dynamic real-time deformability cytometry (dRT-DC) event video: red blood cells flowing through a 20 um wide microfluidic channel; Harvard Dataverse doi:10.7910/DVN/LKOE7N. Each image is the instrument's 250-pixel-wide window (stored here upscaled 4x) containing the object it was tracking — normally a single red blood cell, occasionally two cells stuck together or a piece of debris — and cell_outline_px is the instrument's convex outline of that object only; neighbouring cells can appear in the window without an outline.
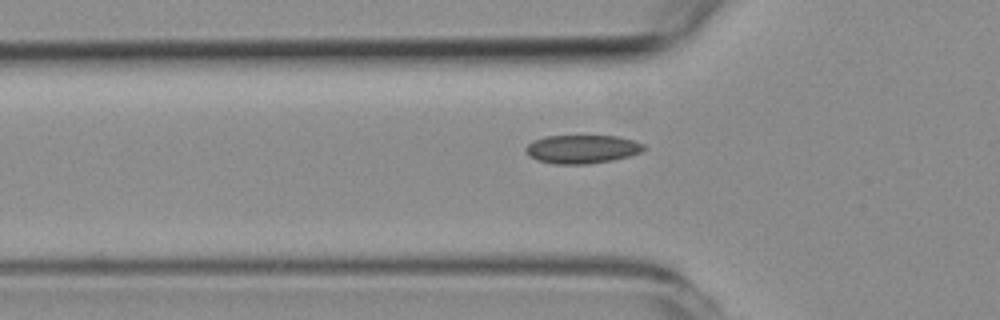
{"species": "common noctule bat (a hibernating species)", "species_latin": "Nyctalus noctula", "temperature_condition": "room temperature", "stored_images_in_passage": 33, "camera_frame_rate_fps": 3000, "um_per_image_px": 0.085, "animal": {"sex": "female", "body_mass_g": 19.3, "forearm_length_mm": 54.1}, "frame": {"image": 1, "passage_image": 2, "time_ms": 0.333, "image_size_px": [1000, 320], "cell_outline_px": [[644, 148], [640, 152], [628, 156], [612, 160], [588, 164], [556, 164], [536, 160], [524, 148], [532, 140], [544, 136], [616, 136], [632, 140], [644, 144]], "centroid_in_image_um": [49.45, 12.67], "position_along_channel_um": 76.4, "area_um2": 19.42}}
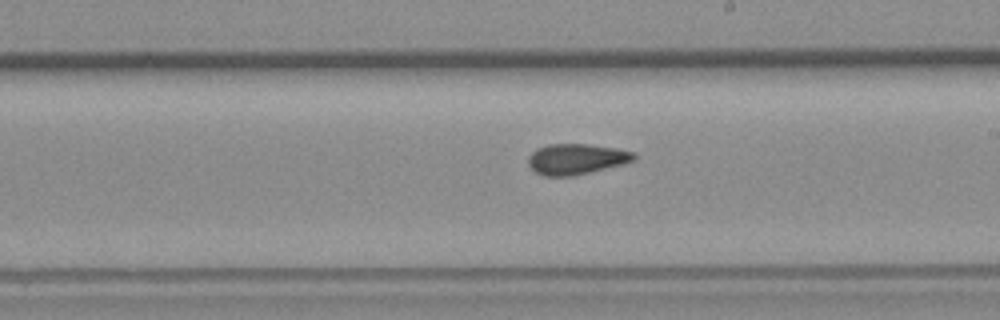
{"frame": {"image": 2, "passage_image": 15, "time_ms": 4.667, "image_size_px": [1000, 320], "cell_outline_px": [[636, 156], [632, 160], [620, 164], [572, 176], [544, 176], [536, 172], [528, 164], [528, 156], [536, 148], [548, 144], [588, 144], [616, 148], [636, 152]], "centroid_in_image_um": [48.94, 13.5], "position_along_channel_um": 240.1, "area_um2": 18.67}}
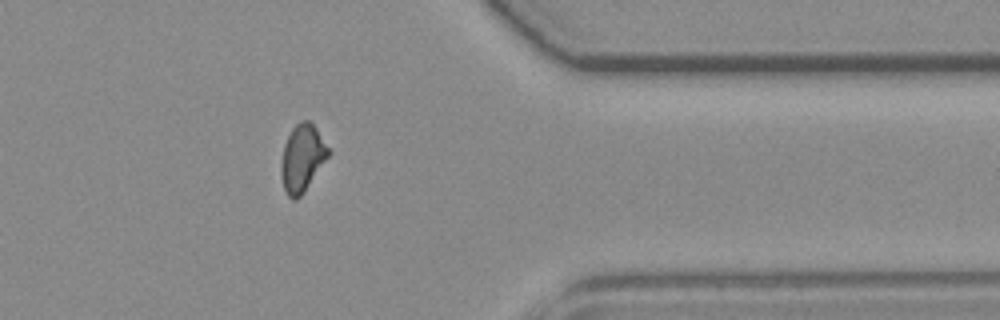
{"frame": {"image": 3, "passage_image": 28, "time_ms": 9.0, "image_size_px": [1000, 320], "cell_outline_px": [[332, 152], [300, 196], [296, 200], [292, 200], [288, 196], [284, 188], [280, 176], [280, 164], [284, 144], [292, 128], [300, 120], [308, 120], [316, 128]], "centroid_in_image_um": [25.68, 13.43], "position_along_channel_um": 385.7, "area_um2": 18.5}, "authors_computed_cell_mechanics": {"area_um2": 18.6116, "velocity_mm_per_s": 3.7699, "shape_relaxation_time_tau1_ms": null, "shape_relaxation_time_tau2_ms": 2.7209, "deformation_change_tau1": null, "deformation_change_tau2": 0.067}}